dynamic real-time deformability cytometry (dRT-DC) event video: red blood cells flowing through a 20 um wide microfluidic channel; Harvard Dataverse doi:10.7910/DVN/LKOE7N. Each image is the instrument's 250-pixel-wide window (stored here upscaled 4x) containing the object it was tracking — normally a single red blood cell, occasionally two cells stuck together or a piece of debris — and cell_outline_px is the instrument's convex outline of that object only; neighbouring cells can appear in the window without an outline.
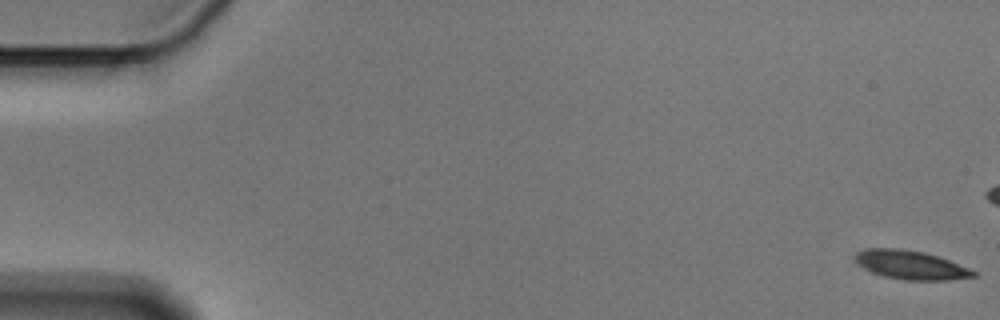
{"species": "Egyptian fruit bat (a non-hibernating species)", "species_latin": "Rousettus aegyptiacus", "temperature_condition": "cold", "stored_images_in_passage": 55, "camera_frame_rate_fps": 3000, "um_per_image_px": 0.085, "animal": {"sex": "male"}, "frame": {"image": 1, "passage_image": 1, "time_ms": 0.0, "image_size_px": [1000, 320], "cell_outline_px": [[976, 276], [948, 280], [904, 280], [884, 276], [872, 272], [864, 268], [856, 260], [856, 256], [860, 252], [868, 248], [900, 248], [924, 252], [948, 260], [968, 268], [976, 272]], "centroid_in_image_um": [77.43, 22.52], "position_along_channel_um": 7.6, "area_um2": 19.42}}
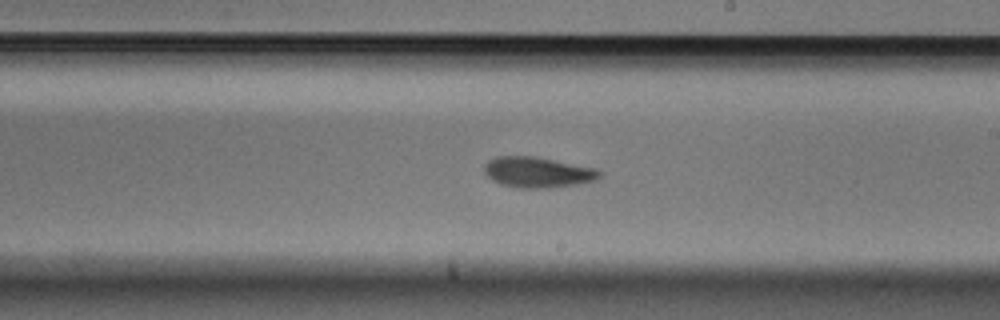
{"frame": {"image": 2, "passage_image": 33, "time_ms": 10.667, "image_size_px": [1000, 320], "cell_outline_px": [[604, 172], [596, 180], [576, 184], [548, 188], [520, 188], [500, 184], [492, 180], [484, 172], [484, 164], [488, 160], [496, 156], [536, 156], [596, 168]], "centroid_in_image_um": [45.7, 14.63], "position_along_channel_um": 243.3, "area_um2": 20.75}}
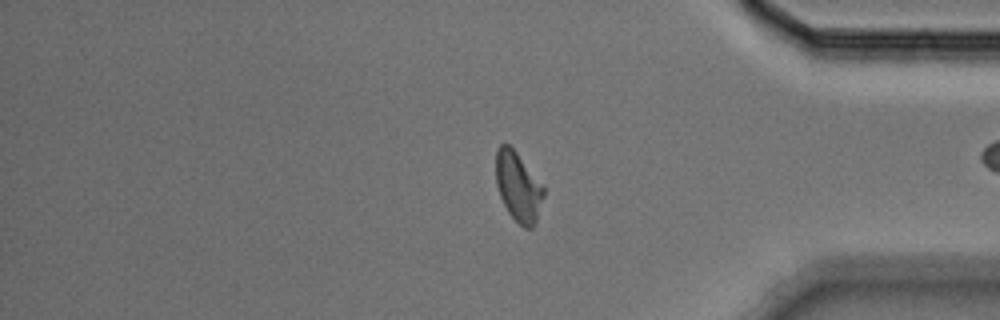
{"frame": {"image": 3, "passage_image": 47, "time_ms": 15.333, "image_size_px": [1000, 320], "cell_outline_px": [[544, 196], [536, 220], [532, 228], [524, 228], [508, 212], [500, 196], [496, 184], [496, 148], [500, 144], [508, 144], [516, 152], [544, 188]], "centroid_in_image_um": [44.02, 15.87], "position_along_channel_um": 391.2, "area_um2": 18.9}}